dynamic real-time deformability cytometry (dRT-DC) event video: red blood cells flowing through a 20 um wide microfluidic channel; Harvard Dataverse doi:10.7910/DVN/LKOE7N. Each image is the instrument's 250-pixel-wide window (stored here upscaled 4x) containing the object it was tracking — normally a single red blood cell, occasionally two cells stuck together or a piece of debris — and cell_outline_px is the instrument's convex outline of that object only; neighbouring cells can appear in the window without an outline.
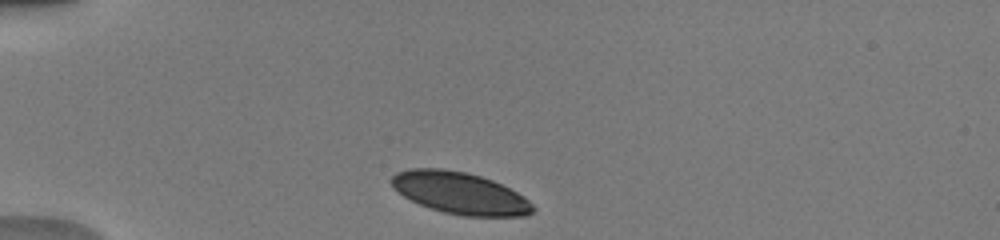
{"species": "human", "species_latin": "Homo sapiens", "temperature_condition": "warm", "stored_images_in_passage": 20, "camera_frame_rate_fps": 3000, "um_per_image_px": 0.085, "donor": {"sex": "male"}, "frame": {"image": 1, "passage_image": 1, "time_ms": 0.0, "image_size_px": [1000, 240], "cell_outline_px": [[536, 208], [528, 216], [464, 216], [444, 212], [420, 204], [404, 196], [392, 184], [392, 176], [396, 172], [408, 168], [440, 168], [468, 172], [492, 180], [524, 196]], "centroid_in_image_um": [39.13, 16.4], "position_along_channel_um": 45.9, "area_um2": 34.22}}
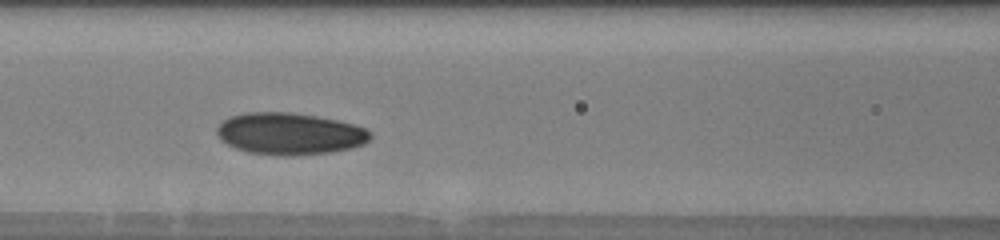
{"frame": {"image": 2, "passage_image": 8, "time_ms": 3.333, "image_size_px": [1000, 240], "cell_outline_px": [[372, 136], [364, 144], [332, 152], [292, 156], [284, 156], [248, 152], [236, 148], [220, 140], [216, 132], [216, 128], [228, 116], [244, 112], [292, 112], [316, 116], [336, 120], [352, 124], [364, 128], [372, 132]], "centroid_in_image_um": [24.59, 11.36], "position_along_channel_um": 142.0, "area_um2": 37.51}}
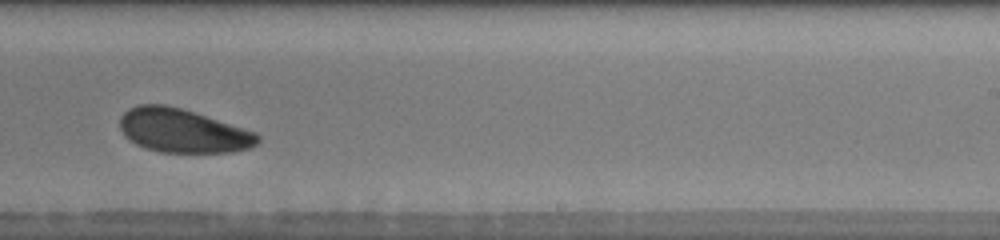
{"frame": {"image": 3, "passage_image": 16, "time_ms": 6.667, "image_size_px": [1000, 240], "cell_outline_px": [[260, 140], [256, 144], [248, 148], [232, 152], [160, 152], [136, 144], [128, 140], [124, 136], [120, 128], [120, 116], [128, 108], [140, 104], [164, 104], [180, 108], [256, 132], [260, 136]], "centroid_in_image_um": [15.5, 11.11], "position_along_channel_um": 273.5, "area_um2": 34.91}}